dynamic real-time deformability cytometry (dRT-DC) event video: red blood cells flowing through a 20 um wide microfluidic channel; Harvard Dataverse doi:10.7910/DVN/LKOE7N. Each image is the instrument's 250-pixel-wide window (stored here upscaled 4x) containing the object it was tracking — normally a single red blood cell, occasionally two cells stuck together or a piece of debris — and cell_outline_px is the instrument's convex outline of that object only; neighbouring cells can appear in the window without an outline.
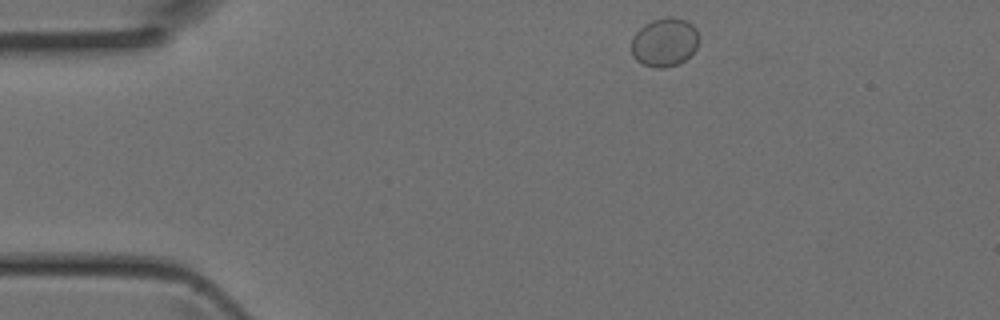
{"species": "Egyptian fruit bat (a non-hibernating species)", "species_latin": "Rousettus aegyptiacus", "temperature_condition": "room temperature", "stored_images_in_passage": 38, "camera_frame_rate_fps": 3000, "um_per_image_px": 0.085, "animal": {"sex": "female"}, "frame": {"image": 1, "passage_image": 1, "time_ms": 0.0, "image_size_px": [1000, 320], "cell_outline_px": [[700, 36], [696, 48], [684, 60], [676, 64], [664, 68], [656, 68], [644, 64], [636, 60], [632, 56], [632, 36], [644, 24], [652, 20], [668, 16], [672, 16], [684, 20], [692, 24], [696, 28]], "centroid_in_image_um": [56.48, 3.57], "position_along_channel_um": 28.5, "area_um2": 19.19}}
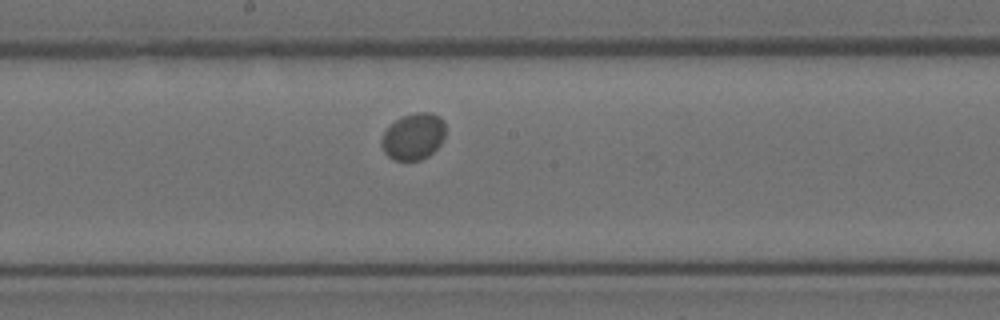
{"frame": {"image": 2, "passage_image": 17, "time_ms": 5.333, "image_size_px": [1000, 320], "cell_outline_px": [[444, 136], [440, 144], [428, 156], [420, 160], [392, 160], [384, 152], [380, 144], [380, 140], [384, 132], [396, 120], [404, 116], [416, 112], [432, 112], [440, 116], [444, 120]], "centroid_in_image_um": [35.13, 11.6], "position_along_channel_um": 213.1, "area_um2": 17.34}}
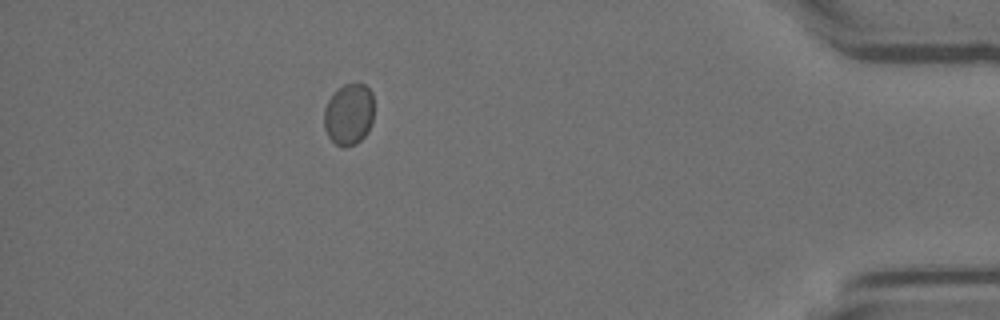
{"frame": {"image": 3, "passage_image": 33, "time_ms": 10.667, "image_size_px": [1000, 320], "cell_outline_px": [[372, 120], [368, 132], [356, 144], [344, 148], [340, 148], [328, 136], [324, 128], [324, 108], [332, 92], [344, 84], [364, 84], [372, 92]], "centroid_in_image_um": [29.62, 9.73], "position_along_channel_um": 405.6, "area_um2": 18.03}}